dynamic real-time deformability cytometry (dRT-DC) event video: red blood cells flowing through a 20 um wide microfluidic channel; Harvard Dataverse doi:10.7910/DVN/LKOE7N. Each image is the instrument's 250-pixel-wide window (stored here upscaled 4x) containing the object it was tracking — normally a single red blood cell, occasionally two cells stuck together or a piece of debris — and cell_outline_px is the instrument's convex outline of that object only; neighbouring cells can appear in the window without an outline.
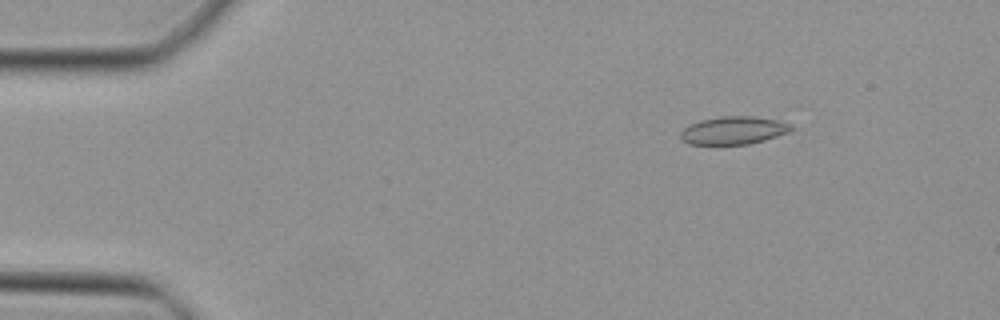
{"species": "Egyptian fruit bat (a non-hibernating species)", "species_latin": "Rousettus aegyptiacus", "temperature_condition": "cold", "stored_images_in_passage": 47, "camera_frame_rate_fps": 3000, "um_per_image_px": 0.085, "animal": {"sex": "female"}, "frame": {"image": 1, "passage_image": 7, "time_ms": 2.0, "image_size_px": [1000, 320], "cell_outline_px": [[792, 128], [788, 132], [764, 140], [748, 144], [688, 144], [680, 136], [680, 132], [684, 128], [700, 120], [724, 116], [752, 116], [780, 120], [788, 124]], "centroid_in_image_um": [62.34, 11.08], "position_along_channel_um": 22.7, "area_um2": 17.69}}
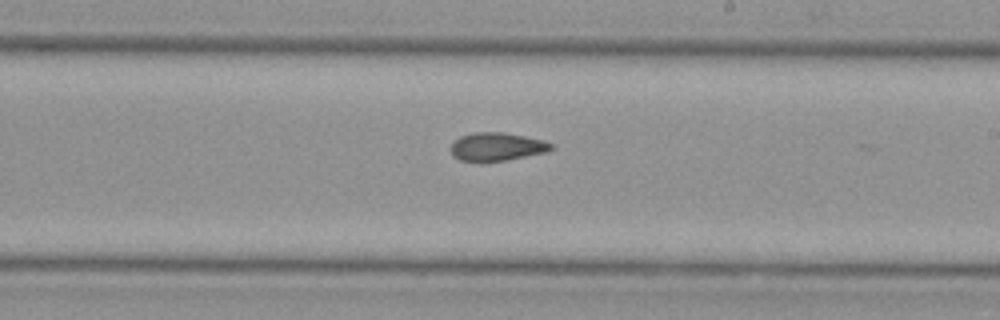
{"frame": {"image": 2, "passage_image": 28, "time_ms": 9.0, "image_size_px": [1000, 320], "cell_outline_px": [[552, 148], [548, 152], [508, 160], [460, 160], [452, 156], [452, 144], [460, 136], [476, 132], [504, 132], [544, 140], [552, 144]], "centroid_in_image_um": [42.27, 12.45], "position_along_channel_um": 246.7, "area_um2": 16.24}}
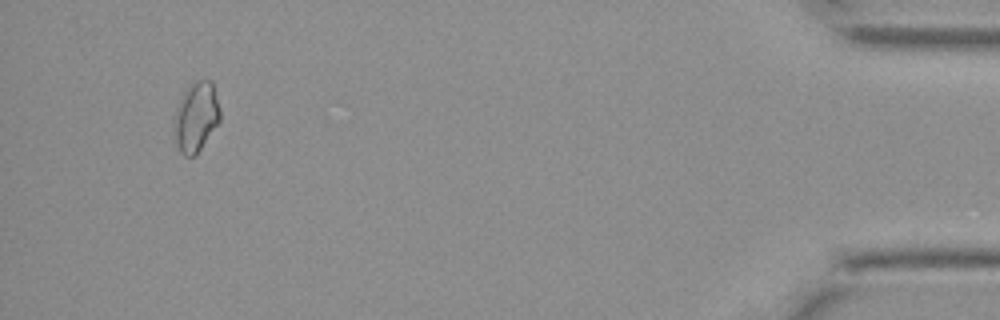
{"frame": {"image": 3, "passage_image": 45, "time_ms": 14.667, "image_size_px": [1000, 320], "cell_outline_px": [[220, 120], [200, 148], [192, 156], [184, 156], [180, 152], [176, 140], [176, 108], [180, 96], [188, 84], [200, 80], [212, 80], [220, 112]], "centroid_in_image_um": [16.67, 9.87], "position_along_channel_um": 418.5, "area_um2": 18.09}}